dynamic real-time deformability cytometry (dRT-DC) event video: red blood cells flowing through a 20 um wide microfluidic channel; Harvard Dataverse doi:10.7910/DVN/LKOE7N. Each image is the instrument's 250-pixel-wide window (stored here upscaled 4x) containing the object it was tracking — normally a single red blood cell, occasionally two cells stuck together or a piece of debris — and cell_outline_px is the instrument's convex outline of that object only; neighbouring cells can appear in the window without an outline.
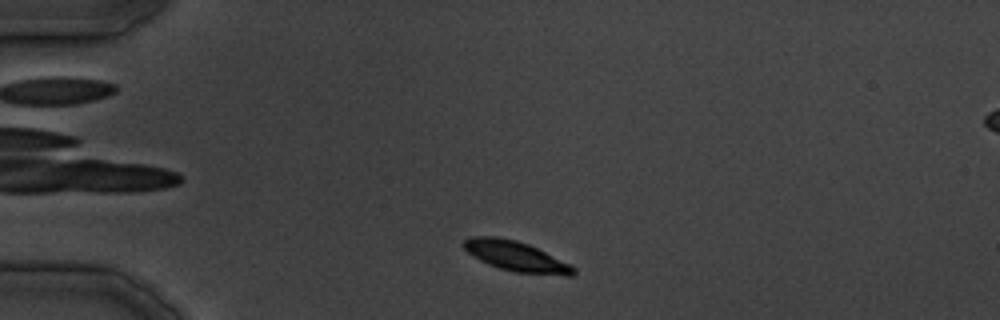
{"species": "common noctule bat (a hibernating species)", "species_latin": "Nyctalus noctula", "temperature_condition": "cold", "stored_images_in_passage": 6, "camera_frame_rate_fps": 3000, "um_per_image_px": 0.085, "animal": {"sex": "male", "body_mass_g": 19.5, "forearm_length_mm": 54.6}, "frame": {"image": 1, "passage_image": 1, "time_ms": 0.0, "image_size_px": [1000, 320], "cell_outline_px": [[576, 272], [572, 276], [568, 276], [516, 272], [500, 268], [488, 264], [480, 260], [468, 252], [460, 244], [464, 240], [472, 236], [496, 236], [516, 240], [528, 244], [572, 264], [576, 268]], "centroid_in_image_um": [43.88, 21.78], "position_along_channel_um": 41.1, "area_um2": 19.31}}